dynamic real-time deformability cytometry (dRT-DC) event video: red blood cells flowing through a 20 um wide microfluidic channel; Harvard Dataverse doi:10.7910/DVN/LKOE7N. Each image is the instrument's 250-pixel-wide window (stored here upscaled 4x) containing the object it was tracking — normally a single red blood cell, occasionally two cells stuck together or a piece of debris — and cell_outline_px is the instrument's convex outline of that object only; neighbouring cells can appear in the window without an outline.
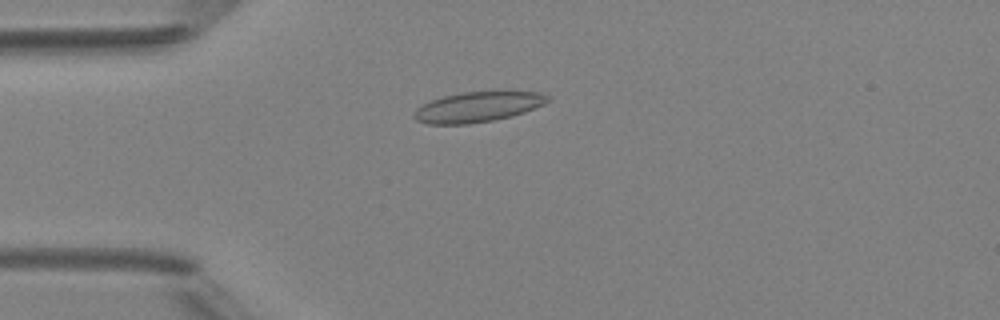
{"species": "Egyptian fruit bat (a non-hibernating species)", "species_latin": "Rousettus aegyptiacus", "temperature_condition": "room temperature", "stored_images_in_passage": 49, "camera_frame_rate_fps": 3000, "um_per_image_px": 0.085, "animal": {"sex": "female"}, "frame": {"image": 1, "passage_image": 13, "time_ms": 4.0, "image_size_px": [1000, 320], "cell_outline_px": [[552, 100], [544, 104], [524, 112], [512, 116], [492, 120], [468, 124], [428, 124], [416, 120], [412, 116], [416, 108], [432, 100], [444, 96], [464, 92], [496, 88], [504, 88], [540, 92], [552, 96]], "centroid_in_image_um": [40.73, 9.02], "position_along_channel_um": 44.3, "area_um2": 24.62}}
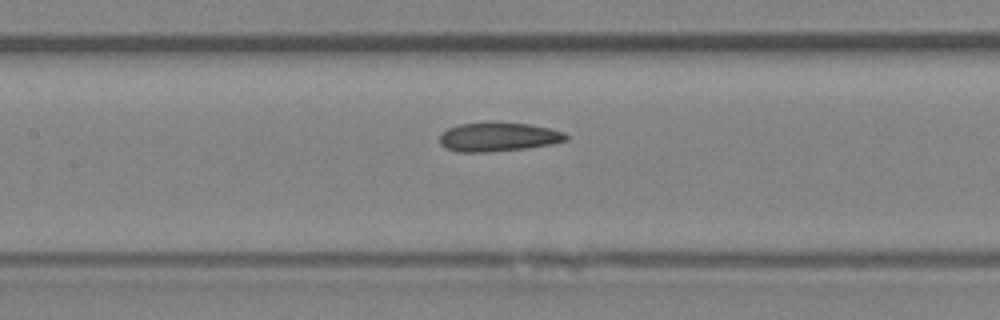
{"frame": {"image": 2, "passage_image": 23, "time_ms": 7.333, "image_size_px": [1000, 320], "cell_outline_px": [[568, 140], [552, 144], [524, 148], [492, 152], [456, 152], [444, 148], [440, 144], [440, 136], [448, 128], [460, 124], [532, 124], [564, 132], [568, 136]], "centroid_in_image_um": [42.36, 11.67], "position_along_channel_um": 165.0, "area_um2": 20.87}}
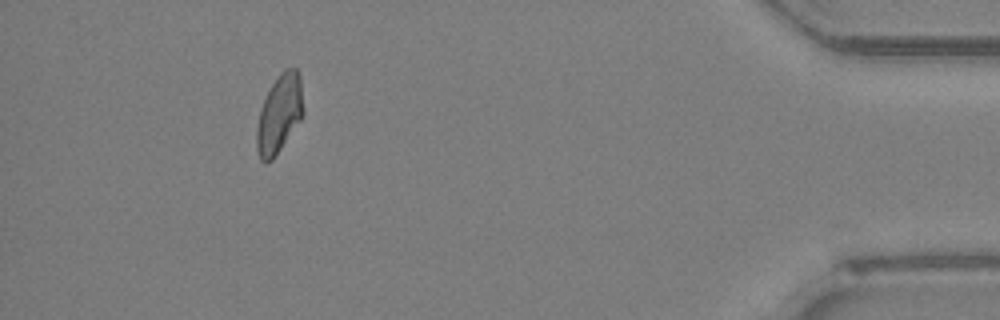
{"frame": {"image": 3, "passage_image": 45, "time_ms": 14.667, "image_size_px": [1000, 320], "cell_outline_px": [[304, 112], [300, 120], [272, 160], [264, 164], [260, 160], [256, 148], [256, 128], [260, 108], [272, 84], [280, 72], [284, 68], [296, 68], [300, 76]], "centroid_in_image_um": [23.73, 9.68], "position_along_channel_um": 411.5, "area_um2": 21.21}, "authors_computed_cell_mechanics": {"area_um2": 21.3282, "velocity_mm_per_s": 4.1999, "shape_relaxation_time_tau1_ms": null, "shape_relaxation_time_tau2_ms": 7.3632, "deformation_change_tau1": null, "deformation_change_tau2": 0.1439}}